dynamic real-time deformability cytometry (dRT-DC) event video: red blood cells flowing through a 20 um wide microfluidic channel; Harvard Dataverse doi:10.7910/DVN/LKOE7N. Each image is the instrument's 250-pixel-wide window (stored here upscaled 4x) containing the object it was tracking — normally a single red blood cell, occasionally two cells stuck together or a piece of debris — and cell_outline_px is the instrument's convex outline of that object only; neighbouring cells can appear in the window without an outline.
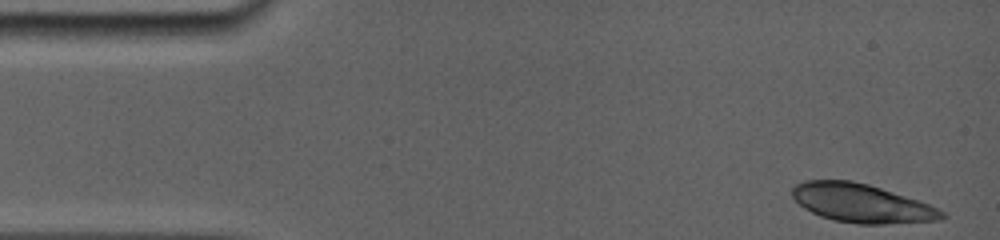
{"species": "common noctule bat (a hibernating species)", "species_latin": "Nyctalus noctula", "temperature_condition": "room temperature", "stored_images_in_passage": 6, "camera_frame_rate_fps": 5000, "um_per_image_px": 0.085, "animal": {"sex": "female", "body_mass_g": 19.0, "forearm_length_mm": 56.7}, "frame": {"image": 1, "passage_image": 1, "time_ms": 0.0, "image_size_px": [1000, 240], "cell_outline_px": [[948, 216], [940, 220], [884, 224], [856, 224], [836, 220], [820, 216], [804, 208], [792, 196], [792, 188], [796, 184], [804, 180], [852, 180], [868, 184], [928, 204], [944, 212]], "centroid_in_image_um": [73.21, 17.27], "position_along_channel_um": 11.8, "area_um2": 33.35}}